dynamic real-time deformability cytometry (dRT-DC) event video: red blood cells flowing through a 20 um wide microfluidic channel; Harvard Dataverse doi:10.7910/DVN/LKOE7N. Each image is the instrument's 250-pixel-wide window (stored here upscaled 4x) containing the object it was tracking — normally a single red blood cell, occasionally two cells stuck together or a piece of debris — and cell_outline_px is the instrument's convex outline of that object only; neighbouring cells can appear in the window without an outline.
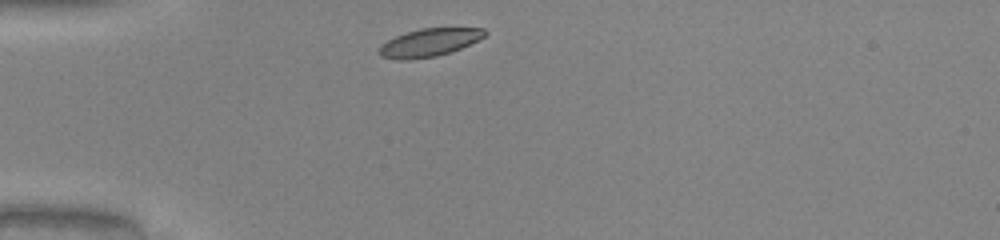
{"species": "common noctule bat (a hibernating species)", "species_latin": "Nyctalus noctula", "temperature_condition": "warm", "stored_images_in_passage": 29, "camera_frame_rate_fps": 3000, "um_per_image_px": 0.085, "animal": {"sex": "male", "body_mass_g": 20.0, "forearm_length_mm": 53.3}, "frame": {"image": 1, "passage_image": 1, "time_ms": 0.0, "image_size_px": [1000, 240], "cell_outline_px": [[488, 32], [484, 36], [460, 48], [436, 56], [408, 60], [396, 60], [380, 56], [380, 44], [396, 36], [420, 28], [484, 28]], "centroid_in_image_um": [36.45, 3.62], "position_along_channel_um": 48.5, "area_um2": 16.94}}
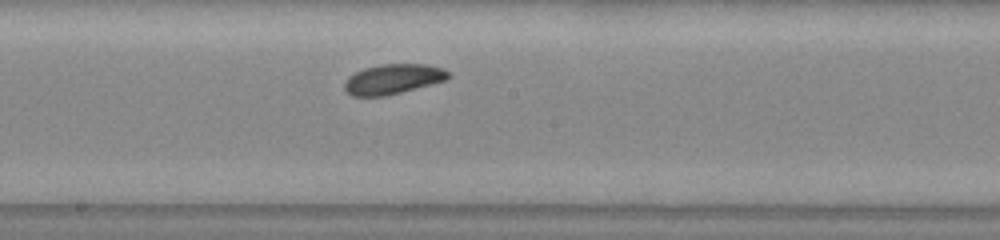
{"frame": {"image": 2, "passage_image": 15, "time_ms": 4.667, "image_size_px": [1000, 240], "cell_outline_px": [[452, 76], [448, 80], [384, 96], [352, 96], [344, 88], [344, 84], [348, 76], [364, 68], [380, 64], [424, 64], [444, 68]], "centroid_in_image_um": [33.43, 6.71], "position_along_channel_um": 214.8, "area_um2": 18.15}}
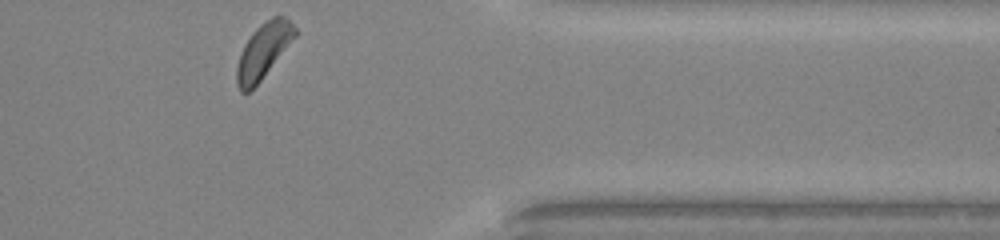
{"frame": {"image": 3, "passage_image": 29, "time_ms": 9.333, "image_size_px": [1000, 240], "cell_outline_px": [[296, 36], [260, 80], [248, 92], [240, 92], [236, 84], [236, 68], [240, 52], [244, 44], [252, 32], [264, 20], [272, 16], [284, 16], [296, 28]], "centroid_in_image_um": [22.35, 4.3], "position_along_channel_um": 389.0, "area_um2": 18.5}, "authors_computed_cell_mechanics": {"area_um2": 18.1492, "velocity_mm_per_s": 4.0364, "shape_relaxation_time_tau1_ms": 1.0209, "shape_relaxation_time_tau2_ms": 7.5394, "deformation_change_tau1": 0.0449, "deformation_change_tau2": 0.1382}}